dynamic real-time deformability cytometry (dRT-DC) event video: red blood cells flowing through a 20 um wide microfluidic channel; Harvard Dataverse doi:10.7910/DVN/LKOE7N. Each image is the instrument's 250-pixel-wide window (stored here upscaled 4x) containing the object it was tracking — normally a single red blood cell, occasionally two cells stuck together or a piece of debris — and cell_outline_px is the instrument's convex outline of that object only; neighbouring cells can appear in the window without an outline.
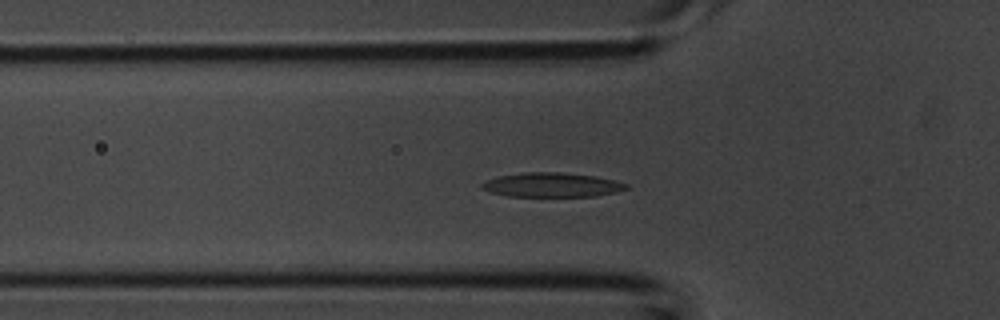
{"species": "common noctule bat (a hibernating species)", "species_latin": "Nyctalus noctula", "temperature_condition": "room temperature", "stored_images_in_passage": 41, "camera_frame_rate_fps": 3000, "um_per_image_px": 0.085, "animal": {"sex": "male", "body_mass_g": 20.1, "forearm_length_mm": 53.5}, "frame": {"image": 1, "passage_image": 13, "time_ms": 4.0, "image_size_px": [1000, 320], "cell_outline_px": [[628, 188], [616, 192], [596, 196], [508, 196], [488, 192], [480, 188], [480, 184], [484, 180], [496, 176], [528, 172], [560, 172], [596, 176], [628, 184]], "centroid_in_image_um": [46.84, 15.71], "position_along_channel_um": 79.0, "area_um2": 20.58}}
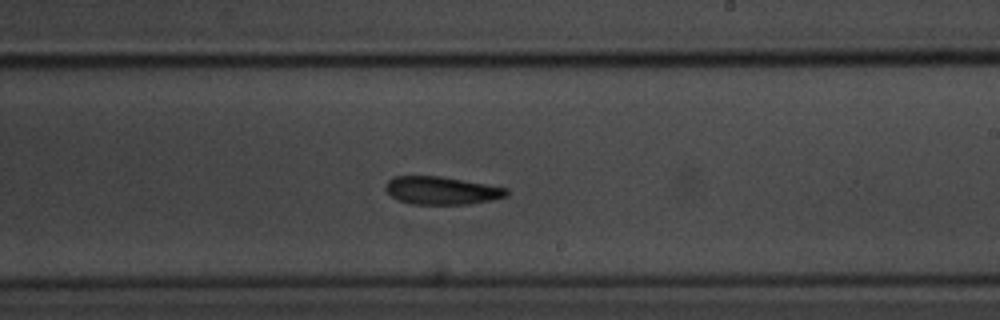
{"frame": {"image": 2, "passage_image": 24, "time_ms": 7.667, "image_size_px": [1000, 320], "cell_outline_px": [[508, 196], [492, 200], [468, 204], [412, 204], [400, 200], [392, 196], [384, 188], [384, 184], [392, 176], [440, 176], [508, 188]], "centroid_in_image_um": [37.53, 16.19], "position_along_channel_um": 251.5, "area_um2": 19.65}}
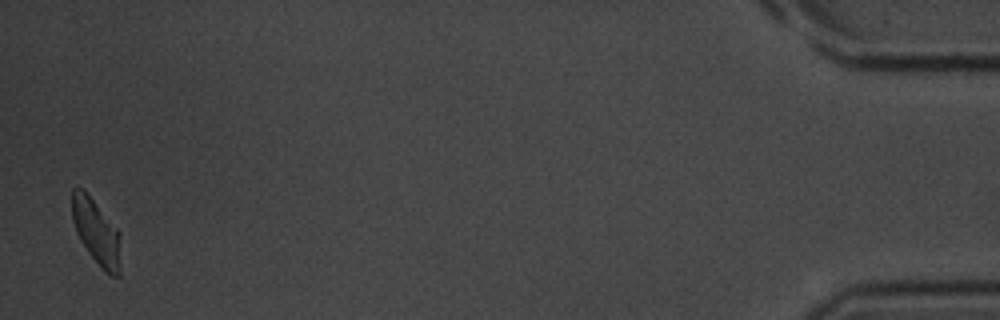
{"frame": {"image": 3, "passage_image": 41, "time_ms": 13.333, "image_size_px": [1000, 320], "cell_outline_px": [[120, 276], [108, 276], [104, 272], [88, 252], [80, 240], [76, 232], [72, 220], [72, 188], [84, 188], [120, 232]], "centroid_in_image_um": [8.2, 19.73], "position_along_channel_um": 427.0, "area_um2": 18.79}}